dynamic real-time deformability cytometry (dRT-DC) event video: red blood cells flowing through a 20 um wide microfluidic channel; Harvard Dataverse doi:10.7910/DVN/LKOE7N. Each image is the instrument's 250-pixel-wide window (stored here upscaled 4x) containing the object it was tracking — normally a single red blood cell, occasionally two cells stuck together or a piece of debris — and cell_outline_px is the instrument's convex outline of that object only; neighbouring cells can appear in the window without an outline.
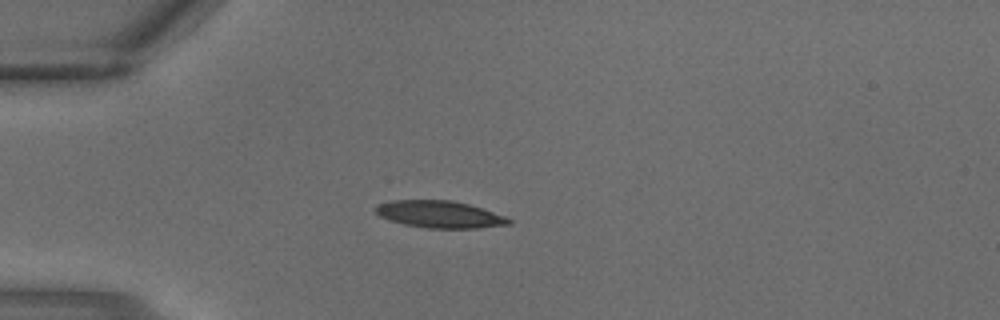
{"species": "common noctule bat (a hibernating species)", "species_latin": "Nyctalus noctula", "temperature_condition": "warm", "stored_images_in_passage": 2, "camera_frame_rate_fps": 3000, "um_per_image_px": 0.085, "animal": {"sex": "male", "body_mass_g": 18.8}, "frame": {"image": 1, "passage_image": 2, "time_ms": 0.333, "image_size_px": [1000, 320], "cell_outline_px": [[512, 224], [476, 228], [428, 228], [404, 224], [380, 216], [376, 212], [376, 208], [380, 204], [392, 200], [452, 200], [468, 204], [504, 216], [512, 220]], "centroid_in_image_um": [37.39, 18.22], "position_along_channel_um": 47.6, "area_um2": 20.63}}